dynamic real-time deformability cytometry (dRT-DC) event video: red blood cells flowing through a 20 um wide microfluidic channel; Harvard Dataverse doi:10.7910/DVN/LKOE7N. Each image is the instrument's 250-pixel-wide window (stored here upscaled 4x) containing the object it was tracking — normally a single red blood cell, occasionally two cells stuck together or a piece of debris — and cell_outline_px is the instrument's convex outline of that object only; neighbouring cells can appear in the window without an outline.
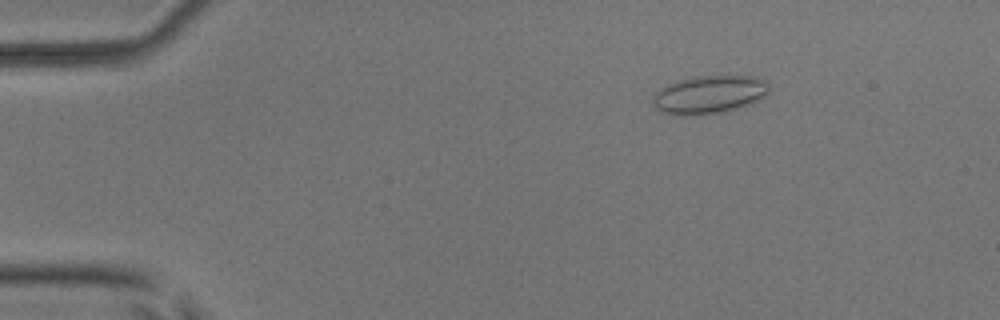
{"species": "common noctule bat (a hibernating species)", "species_latin": "Nyctalus noctula", "temperature_condition": "room temperature", "stored_images_in_passage": 54, "camera_frame_rate_fps": 3000, "um_per_image_px": 0.085, "animal": {"sex": "male", "body_mass_g": 17.9, "forearm_length_mm": 54.2}, "frame": {"image": 1, "passage_image": 9, "time_ms": 2.667, "image_size_px": [1000, 320], "cell_outline_px": [[768, 92], [764, 96], [752, 104], [728, 112], [692, 116], [676, 116], [660, 112], [652, 104], [652, 96], [660, 88], [676, 80], [692, 76], [756, 76], [764, 80], [768, 84]], "centroid_in_image_um": [60.24, 8.06], "position_along_channel_um": 24.8, "area_um2": 26.53}}
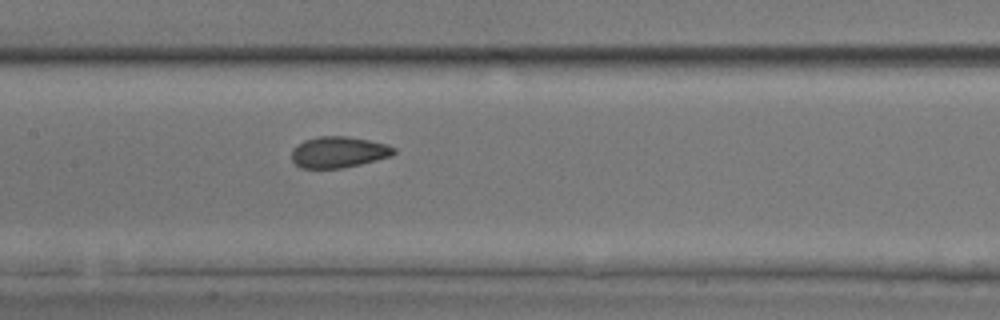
{"frame": {"image": 2, "passage_image": 27, "time_ms": 8.667, "image_size_px": [1000, 320], "cell_outline_px": [[396, 152], [392, 156], [360, 164], [340, 168], [300, 168], [292, 160], [292, 148], [296, 144], [304, 140], [320, 136], [344, 136], [368, 140], [388, 144], [396, 148]], "centroid_in_image_um": [28.78, 12.92], "position_along_channel_um": 178.6, "area_um2": 18.61}}
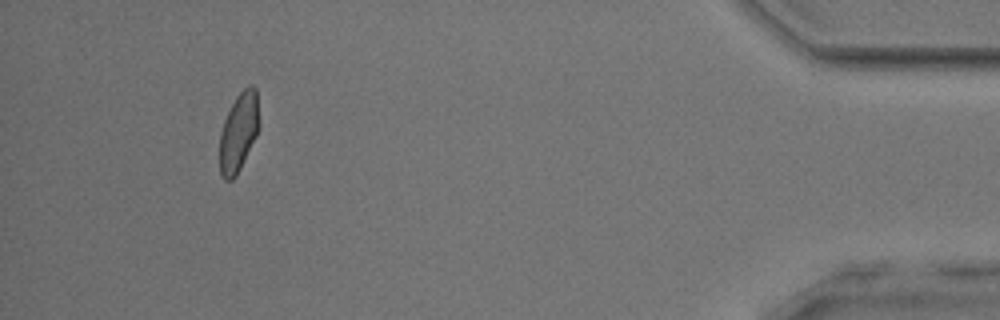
{"frame": {"image": 3, "passage_image": 50, "time_ms": 16.333, "image_size_px": [1000, 320], "cell_outline_px": [[256, 136], [236, 176], [232, 180], [224, 180], [220, 176], [220, 132], [224, 120], [236, 96], [248, 84], [252, 84], [256, 88]], "centroid_in_image_um": [20.23, 11.27], "position_along_channel_um": 415.0, "area_um2": 17.51}, "authors_computed_cell_mechanics": {"area_um2": 19.2474, "velocity_mm_per_s": 3.9223, "shape_relaxation_time_tau1_ms": 7.7371, "shape_relaxation_time_tau2_ms": 1.0011, "deformation_change_tau1": 0.1265, "deformation_change_tau2": 0.0524}}